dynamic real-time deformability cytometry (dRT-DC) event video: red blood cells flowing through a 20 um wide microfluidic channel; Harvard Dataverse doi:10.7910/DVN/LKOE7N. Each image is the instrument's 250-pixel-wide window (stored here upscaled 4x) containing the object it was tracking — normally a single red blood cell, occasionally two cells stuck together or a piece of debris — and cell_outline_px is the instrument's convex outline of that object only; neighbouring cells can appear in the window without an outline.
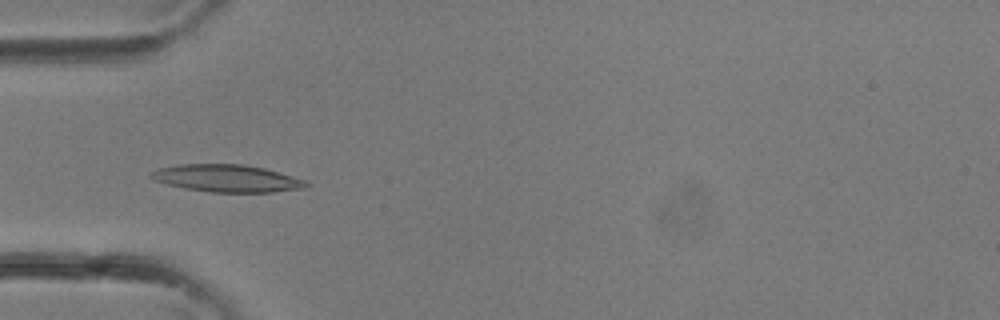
{"species": "common noctule bat (a hibernating species)", "species_latin": "Nyctalus noctula", "temperature_condition": "room temperature", "stored_images_in_passage": 32, "camera_frame_rate_fps": 3000, "um_per_image_px": 0.085, "animal": {"sex": "female"}, "frame": {"image": 1, "passage_image": 11, "time_ms": 3.333, "image_size_px": [1000, 320], "cell_outline_px": [[312, 184], [308, 188], [272, 192], [212, 192], [184, 188], [168, 184], [156, 180], [148, 176], [156, 168], [180, 164], [244, 164], [264, 168], [308, 180]], "centroid_in_image_um": [19.36, 15.15], "position_along_channel_um": 65.6, "area_um2": 24.91}}
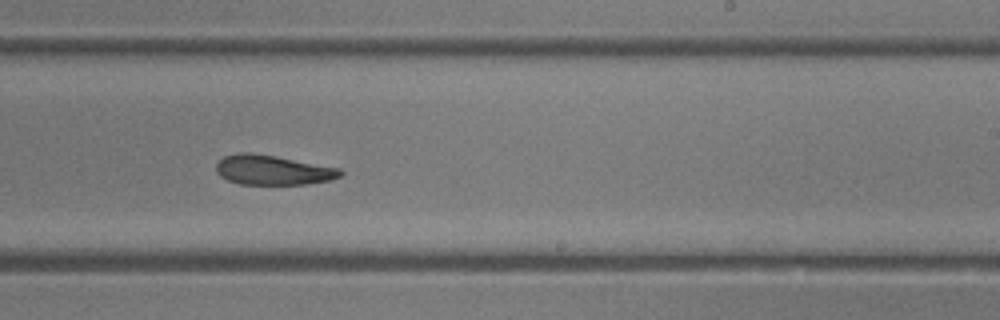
{"frame": {"image": 2, "passage_image": 21, "time_ms": 6.667, "image_size_px": [1000, 320], "cell_outline_px": [[344, 172], [340, 176], [332, 180], [304, 184], [240, 184], [228, 180], [220, 176], [216, 172], [216, 164], [224, 156], [240, 152], [252, 152], [340, 168]], "centroid_in_image_um": [23.18, 14.45], "position_along_channel_um": 265.8, "area_um2": 21.44}}
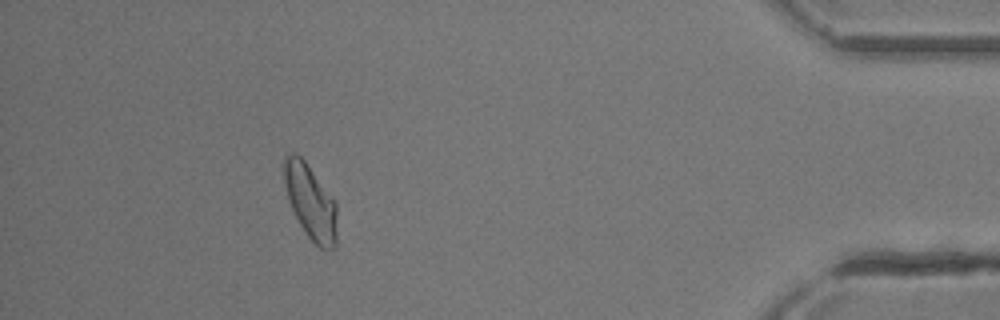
{"frame": {"image": 3, "passage_image": 31, "time_ms": 10.0, "image_size_px": [1000, 320], "cell_outline_px": [[336, 248], [320, 248], [308, 236], [300, 224], [288, 200], [284, 184], [284, 156], [292, 152], [296, 152], [304, 160], [336, 200]], "centroid_in_image_um": [26.39, 17.13], "position_along_channel_um": 408.8, "area_um2": 22.95}}